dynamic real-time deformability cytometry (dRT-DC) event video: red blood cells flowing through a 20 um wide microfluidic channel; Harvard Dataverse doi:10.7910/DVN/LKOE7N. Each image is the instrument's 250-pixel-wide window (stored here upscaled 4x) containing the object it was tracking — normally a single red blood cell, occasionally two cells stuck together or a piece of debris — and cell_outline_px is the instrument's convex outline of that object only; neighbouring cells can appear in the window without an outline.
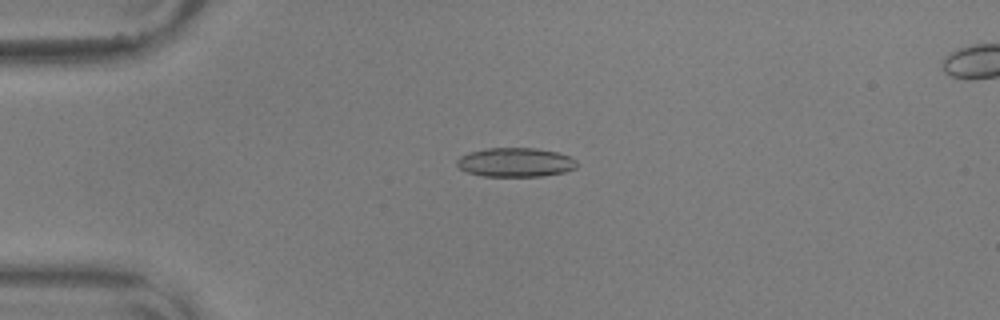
{"species": "common noctule bat (a hibernating species)", "species_latin": "Nyctalus noctula", "temperature_condition": "warm", "stored_images_in_passage": 56, "camera_frame_rate_fps": 3000, "um_per_image_px": 0.085, "animal": {"sex": "male", "body_mass_g": 17.9, "forearm_length_mm": 54.2}, "frame": {"image": 1, "passage_image": 14, "time_ms": 4.333, "image_size_px": [1000, 320], "cell_outline_px": [[576, 168], [564, 172], [540, 176], [484, 176], [468, 172], [460, 168], [456, 164], [456, 160], [460, 156], [468, 152], [488, 148], [536, 148], [556, 152], [568, 156], [576, 160]], "centroid_in_image_um": [43.79, 13.79], "position_along_channel_um": 41.2, "area_um2": 20.23}}
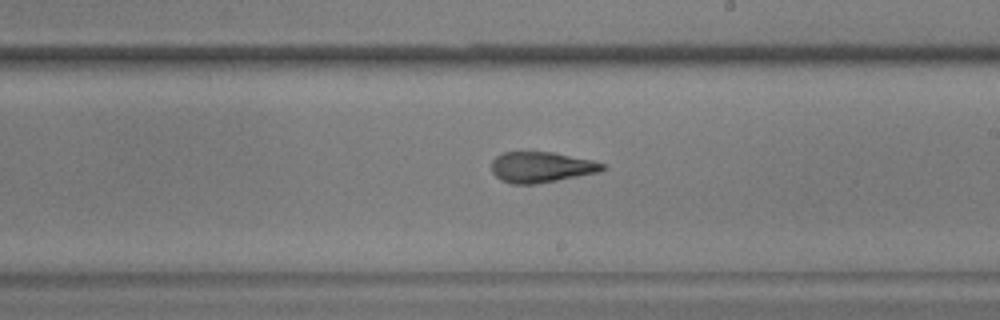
{"frame": {"image": 2, "passage_image": 33, "time_ms": 10.667, "image_size_px": [1000, 320], "cell_outline_px": [[608, 168], [600, 172], [556, 180], [532, 184], [512, 184], [500, 180], [492, 172], [492, 160], [496, 156], [504, 152], [552, 152], [592, 160], [604, 164]], "centroid_in_image_um": [46.01, 14.2], "position_along_channel_um": 243.0, "area_um2": 19.77}}
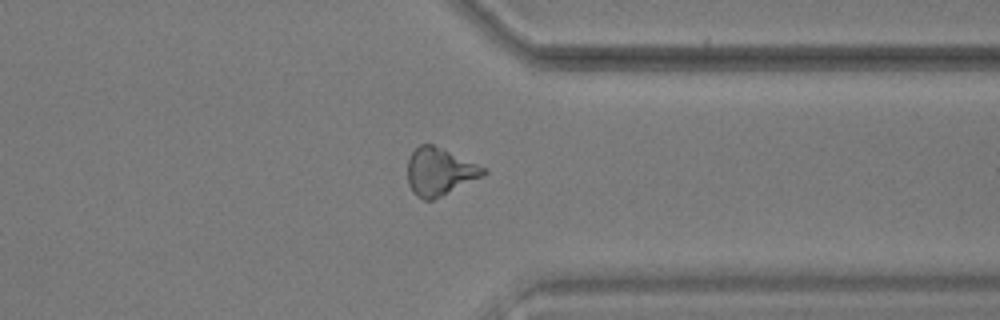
{"frame": {"image": 3, "passage_image": 44, "time_ms": 14.333, "image_size_px": [1000, 320], "cell_outline_px": [[488, 172], [484, 176], [432, 200], [424, 200], [416, 196], [412, 192], [408, 184], [408, 160], [412, 152], [420, 144], [432, 144], [488, 168]], "centroid_in_image_um": [37.38, 14.6], "position_along_channel_um": 374.0, "area_um2": 21.04}, "authors_computed_cell_mechanics": {"area_um2": 20.4034, "velocity_mm_per_s": 3.6295, "shape_relaxation_time_tau1_ms": 4.9203, "shape_relaxation_time_tau2_ms": 1.8074, "deformation_change_tau1": 0.1871, "deformation_change_tau2": 0.1093}}